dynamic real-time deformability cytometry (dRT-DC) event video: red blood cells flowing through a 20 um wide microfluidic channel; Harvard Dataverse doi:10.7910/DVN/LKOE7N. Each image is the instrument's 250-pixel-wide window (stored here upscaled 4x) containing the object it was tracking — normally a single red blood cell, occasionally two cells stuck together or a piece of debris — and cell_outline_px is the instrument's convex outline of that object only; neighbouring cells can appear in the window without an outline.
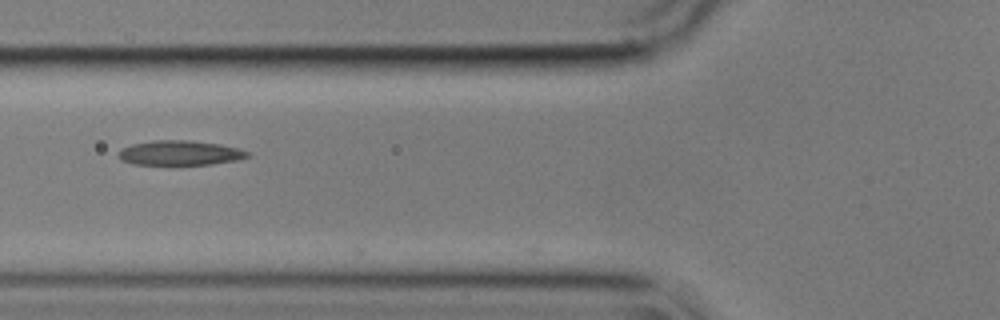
{"species": "common noctule bat (a hibernating species)", "species_latin": "Nyctalus noctula", "temperature_condition": "cold", "stored_images_in_passage": 11, "camera_frame_rate_fps": 3000, "um_per_image_px": 0.085, "animal": {"sex": "male", "body_mass_g": 17.9}, "frame": {"image": 1, "passage_image": 5, "time_ms": 1.333, "image_size_px": [1000, 320], "cell_outline_px": [[252, 156], [236, 160], [212, 164], [132, 164], [120, 160], [120, 148], [132, 144], [152, 140], [188, 140], [220, 144], [240, 148], [248, 152]], "centroid_in_image_um": [15.31, 12.99], "position_along_channel_um": 110.5, "area_um2": 18.55}}
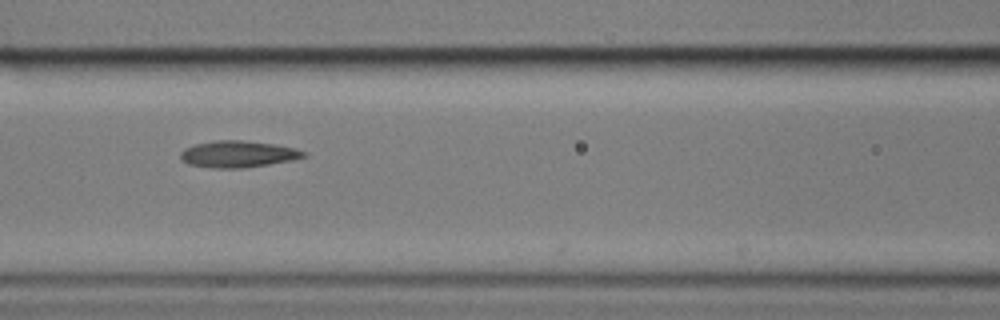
{"frame": {"image": 2, "passage_image": 8, "time_ms": 2.333, "image_size_px": [1000, 320], "cell_outline_px": [[308, 156], [292, 160], [268, 164], [240, 168], [212, 168], [188, 164], [180, 156], [180, 152], [184, 148], [196, 144], [216, 140], [240, 140], [272, 144], [296, 148], [308, 152]], "centroid_in_image_um": [20.25, 13.1], "position_along_channel_um": 146.3, "area_um2": 19.02}}